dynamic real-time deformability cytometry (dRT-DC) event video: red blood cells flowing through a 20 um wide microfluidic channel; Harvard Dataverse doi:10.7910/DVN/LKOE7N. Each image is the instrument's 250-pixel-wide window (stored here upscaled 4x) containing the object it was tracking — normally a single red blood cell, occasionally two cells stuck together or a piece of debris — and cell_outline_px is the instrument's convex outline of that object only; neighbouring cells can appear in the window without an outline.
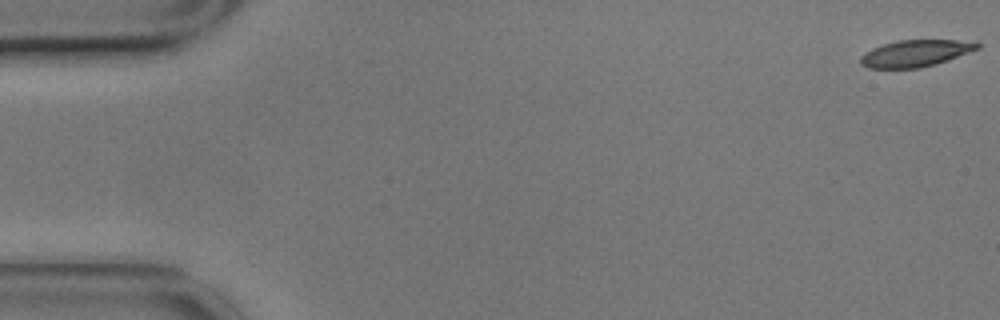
{"species": "common noctule bat (a hibernating species)", "species_latin": "Nyctalus noctula", "temperature_condition": "cold", "stored_images_in_passage": 57, "camera_frame_rate_fps": 3000, "um_per_image_px": 0.085, "animal": {"sex": "male", "body_mass_g": 17.9}, "frame": {"image": 1, "passage_image": 1, "time_ms": 0.0, "image_size_px": [1000, 320], "cell_outline_px": [[980, 48], [936, 64], [920, 68], [868, 68], [860, 64], [860, 56], [864, 52], [872, 48], [896, 40], [976, 40], [980, 44]], "centroid_in_image_um": [77.82, 4.52], "position_along_channel_um": 7.2, "area_um2": 18.38}}
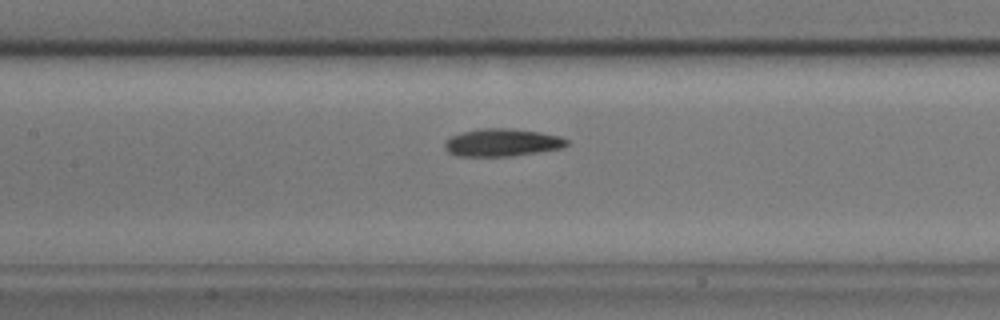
{"frame": {"image": 2, "passage_image": 26, "time_ms": 8.333, "image_size_px": [1000, 320], "cell_outline_px": [[568, 144], [564, 148], [540, 152], [512, 156], [456, 156], [448, 152], [444, 148], [444, 140], [460, 132], [480, 128], [512, 128], [540, 132], [560, 136], [568, 140]], "centroid_in_image_um": [42.67, 12.11], "position_along_channel_um": 164.7, "area_um2": 20.0}}
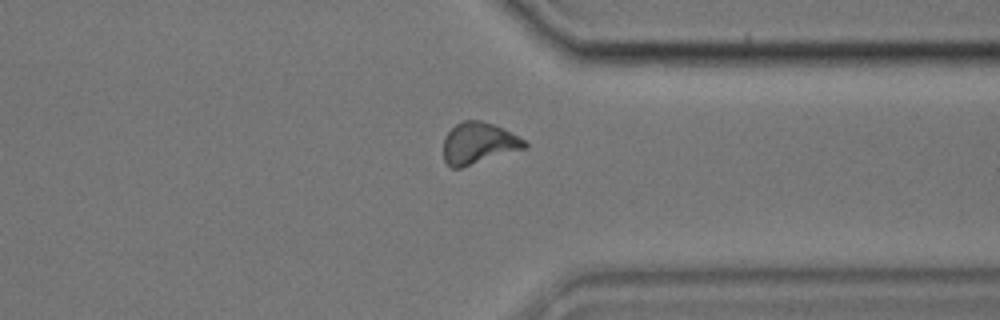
{"frame": {"image": 3, "passage_image": 44, "time_ms": 14.333, "image_size_px": [1000, 320], "cell_outline_px": [[528, 148], [460, 168], [452, 168], [444, 160], [444, 136], [460, 120], [480, 120], [504, 128], [524, 140], [528, 144]], "centroid_in_image_um": [40.69, 12.17], "position_along_channel_um": 370.7, "area_um2": 19.71}, "authors_computed_cell_mechanics": {"area_um2": 19.5364, "velocity_mm_per_s": 3.4772, "shape_relaxation_time_tau1_ms": 5.5868, "shape_relaxation_time_tau2_ms": null, "deformation_change_tau1": 0.1434, "deformation_change_tau2": null}}